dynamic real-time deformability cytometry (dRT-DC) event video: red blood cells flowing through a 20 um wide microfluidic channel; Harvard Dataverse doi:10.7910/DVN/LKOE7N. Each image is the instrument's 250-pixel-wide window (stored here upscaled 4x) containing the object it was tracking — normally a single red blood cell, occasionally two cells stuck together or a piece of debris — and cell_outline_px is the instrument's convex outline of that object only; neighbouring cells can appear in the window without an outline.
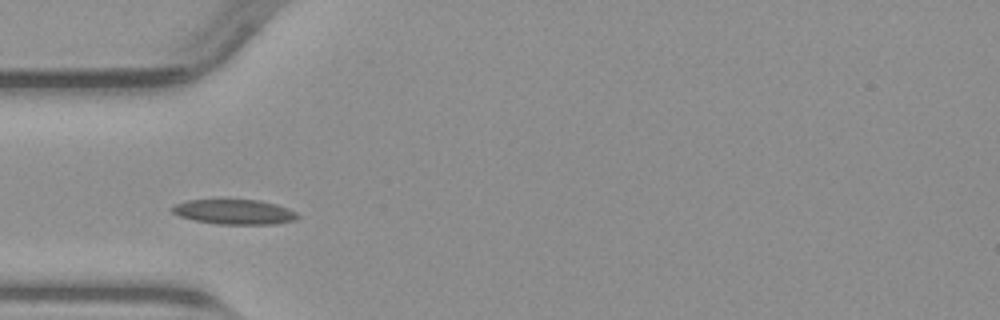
{"species": "common noctule bat (a hibernating species)", "species_latin": "Nyctalus noctula", "temperature_condition": "warm", "stored_images_in_passage": 36, "camera_frame_rate_fps": 3000, "um_per_image_px": 0.085, "animal": {"sex": "male", "body_mass_g": 23.1, "forearm_length_mm": 52.7}, "frame": {"image": 1, "passage_image": 1, "time_ms": 0.0, "image_size_px": [1000, 320], "cell_outline_px": [[300, 216], [296, 220], [272, 224], [220, 224], [196, 220], [180, 216], [172, 212], [168, 208], [176, 204], [188, 200], [260, 200], [276, 204], [288, 208], [296, 212]], "centroid_in_image_um": [19.94, 18.01], "position_along_channel_um": 65.1, "area_um2": 18.09}}
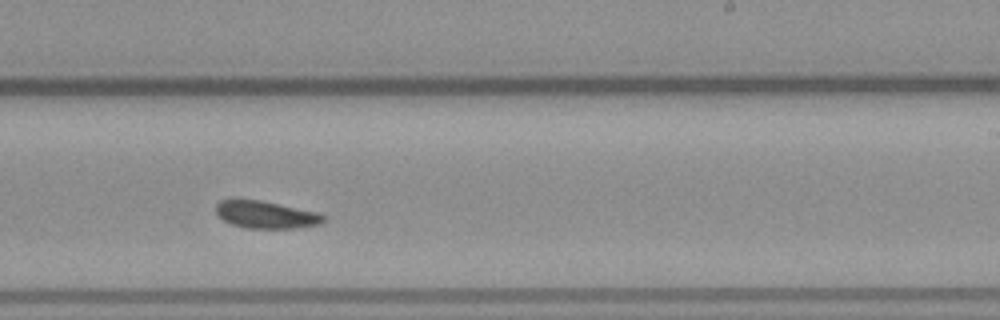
{"frame": {"image": 2, "passage_image": 16, "time_ms": 5.0, "image_size_px": [1000, 320], "cell_outline_px": [[328, 220], [320, 224], [296, 228], [244, 228], [232, 224], [224, 220], [216, 212], [216, 204], [220, 200], [260, 200], [320, 212], [328, 216]], "centroid_in_image_um": [22.7, 18.25], "position_along_channel_um": 266.3, "area_um2": 17.28}}
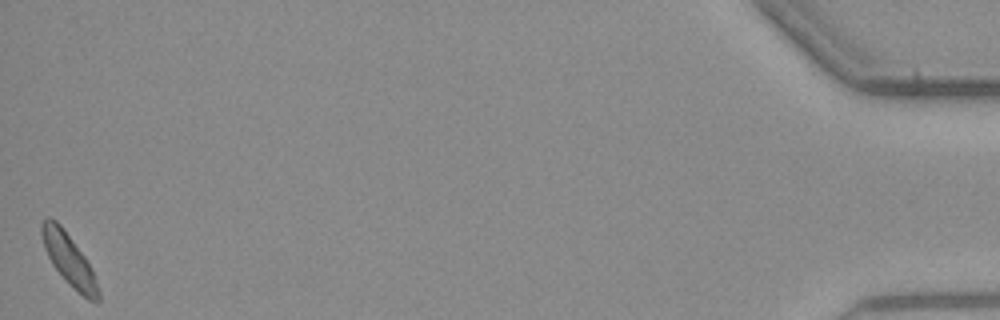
{"frame": {"image": 3, "passage_image": 36, "time_ms": 11.667, "image_size_px": [1000, 320], "cell_outline_px": [[100, 300], [96, 304], [88, 300], [52, 264], [44, 248], [40, 232], [40, 224], [44, 216], [52, 216], [60, 224], [84, 256], [92, 268], [100, 292]], "centroid_in_image_um": [5.84, 22.0], "position_along_channel_um": 429.4, "area_um2": 16.76}}